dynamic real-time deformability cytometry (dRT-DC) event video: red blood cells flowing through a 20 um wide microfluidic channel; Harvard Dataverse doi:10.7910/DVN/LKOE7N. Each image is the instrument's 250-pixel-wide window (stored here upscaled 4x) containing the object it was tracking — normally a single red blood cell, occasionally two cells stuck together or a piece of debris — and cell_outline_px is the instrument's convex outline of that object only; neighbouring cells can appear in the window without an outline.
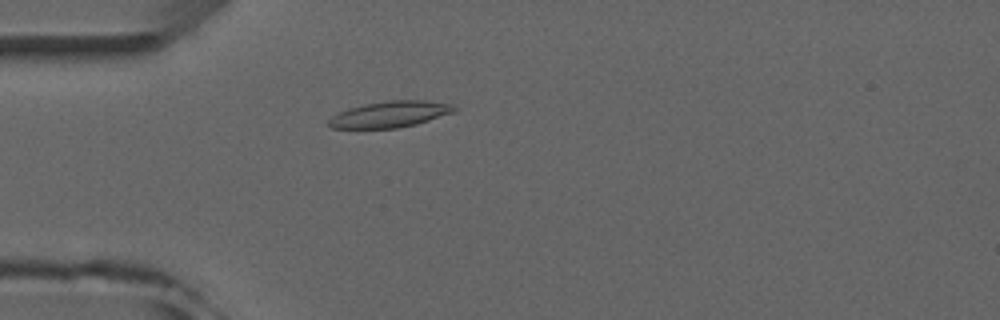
{"species": "common noctule bat (a hibernating species)", "species_latin": "Nyctalus noctula", "temperature_condition": "room temperature", "stored_images_in_passage": 5, "camera_frame_rate_fps": 3000, "um_per_image_px": 0.085, "animal": {"sex": "male", "forearm_length_mm": 52.5}, "frame": {"image": 1, "passage_image": 5, "time_ms": 4.667, "image_size_px": [1000, 320], "cell_outline_px": [[460, 108], [456, 112], [416, 124], [396, 128], [332, 128], [328, 124], [328, 120], [332, 116], [348, 108], [364, 104], [388, 100], [424, 100], [456, 104]], "centroid_in_image_um": [33.24, 9.7], "position_along_channel_um": 51.8, "area_um2": 19.36}}